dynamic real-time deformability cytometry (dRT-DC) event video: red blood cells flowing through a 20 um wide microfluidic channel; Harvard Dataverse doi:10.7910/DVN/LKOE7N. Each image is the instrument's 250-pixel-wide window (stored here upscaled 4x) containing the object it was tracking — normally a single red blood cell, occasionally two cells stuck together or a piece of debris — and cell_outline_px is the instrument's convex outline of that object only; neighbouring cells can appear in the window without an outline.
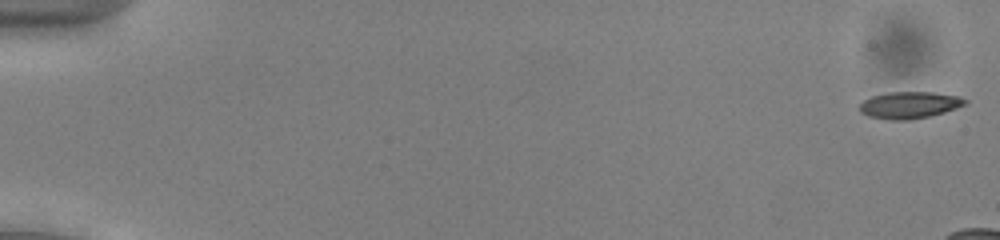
{"species": "common noctule bat (a hibernating species)", "species_latin": "Nyctalus noctula", "temperature_condition": "cold", "stored_images_in_passage": 12, "camera_frame_rate_fps": 3000, "um_per_image_px": 0.085, "animal": {"sex": "male", "body_mass_g": 13.0, "forearm_length_mm": 53.1}, "frame": {"image": 1, "passage_image": 1, "time_ms": 0.0, "image_size_px": [1000, 240], "cell_outline_px": [[968, 104], [944, 112], [912, 120], [888, 120], [868, 116], [860, 112], [860, 104], [864, 100], [872, 96], [888, 92], [932, 92], [960, 96], [968, 100]], "centroid_in_image_um": [77.32, 8.93], "position_along_channel_um": 7.7, "area_um2": 16.59}}